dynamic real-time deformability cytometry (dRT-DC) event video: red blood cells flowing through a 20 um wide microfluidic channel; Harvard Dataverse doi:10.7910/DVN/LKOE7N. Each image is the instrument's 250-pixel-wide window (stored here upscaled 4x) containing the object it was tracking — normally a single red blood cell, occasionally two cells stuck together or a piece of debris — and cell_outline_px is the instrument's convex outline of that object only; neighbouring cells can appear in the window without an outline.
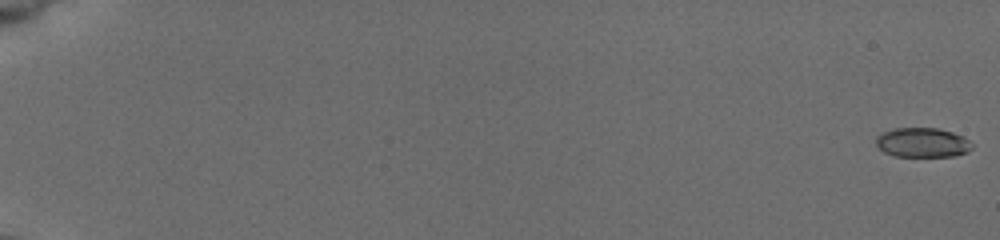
{"species": "common noctule bat (a hibernating species)", "species_latin": "Nyctalus noctula", "temperature_condition": "cold", "stored_images_in_passage": 57, "camera_frame_rate_fps": 3000, "um_per_image_px": 0.085, "animal": {"sex": "female", "body_mass_g": 19.5, "forearm_length_mm": 54.1}, "frame": {"image": 1, "passage_image": 1, "time_ms": 0.0, "image_size_px": [1000, 240], "cell_outline_px": [[972, 148], [968, 152], [956, 156], [896, 156], [884, 152], [876, 144], [876, 136], [884, 132], [896, 128], [936, 128], [952, 132], [964, 136], [972, 144]], "centroid_in_image_um": [78.43, 12.12], "position_along_channel_um": 6.6, "area_um2": 16.47}}
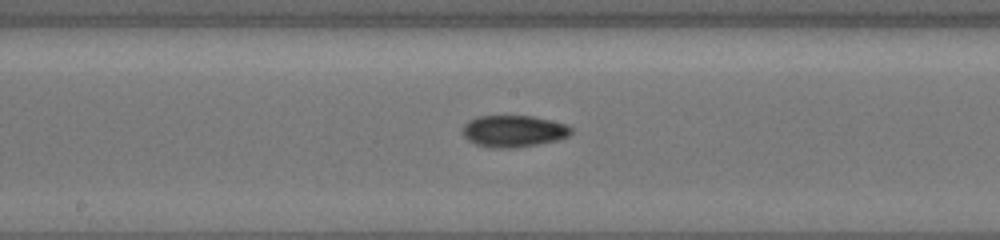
{"frame": {"image": 2, "passage_image": 33, "time_ms": 10.667, "image_size_px": [1000, 240], "cell_outline_px": [[572, 132], [568, 136], [560, 140], [540, 144], [512, 148], [488, 148], [476, 144], [468, 140], [464, 136], [464, 124], [468, 120], [476, 116], [532, 116], [564, 124], [572, 128]], "centroid_in_image_um": [43.65, 11.16], "position_along_channel_um": 204.6, "area_um2": 20.11}}
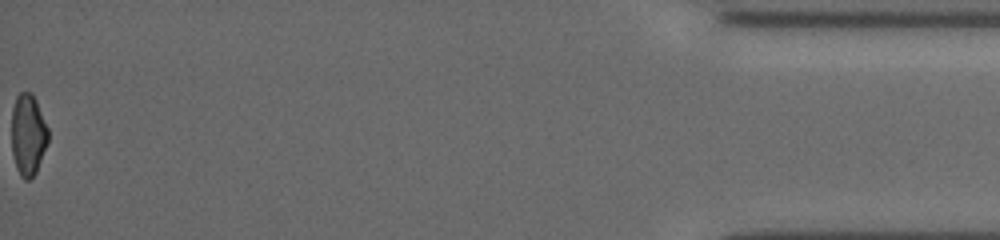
{"frame": {"image": 3, "passage_image": 57, "time_ms": 18.667, "image_size_px": [1000, 240], "cell_outline_px": [[48, 140], [36, 172], [28, 180], [24, 180], [20, 176], [16, 168], [12, 152], [12, 108], [16, 96], [20, 92], [32, 92], [36, 100], [48, 128]], "centroid_in_image_um": [2.37, 11.44], "position_along_channel_um": 432.8, "area_um2": 17.34}, "authors_computed_cell_mechanics": {"area_um2": 18.2648, "velocity_mm_per_s": 3.8644, "shape_relaxation_time_tau1_ms": 5.5521, "shape_relaxation_time_tau2_ms": 6.4395, "deformation_change_tau1": 0.1362, "deformation_change_tau2": 0.1106}}